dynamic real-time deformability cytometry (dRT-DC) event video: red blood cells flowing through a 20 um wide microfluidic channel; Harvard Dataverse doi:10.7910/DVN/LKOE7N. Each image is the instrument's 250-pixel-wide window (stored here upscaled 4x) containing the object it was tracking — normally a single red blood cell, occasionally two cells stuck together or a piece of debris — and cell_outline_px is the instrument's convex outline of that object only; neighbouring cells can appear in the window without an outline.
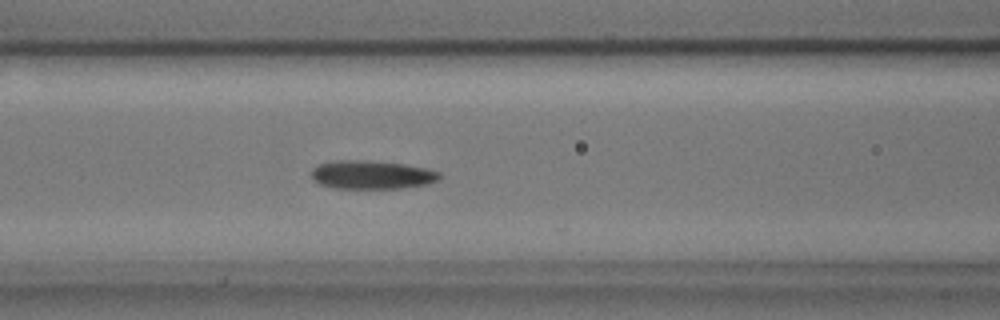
{"species": "common noctule bat (a hibernating species)", "species_latin": "Nyctalus noctula", "temperature_condition": "cold", "stored_images_in_passage": 46, "camera_frame_rate_fps": 3000, "um_per_image_px": 0.085, "animal": {"sex": "male", "body_mass_g": 17.9, "forearm_length_mm": 54.2}, "frame": {"image": 1, "passage_image": 13, "time_ms": 4.0, "image_size_px": [1000, 320], "cell_outline_px": [[440, 180], [428, 184], [400, 188], [336, 188], [320, 184], [312, 180], [312, 168], [320, 164], [336, 160], [364, 160], [404, 164], [428, 168], [440, 172]], "centroid_in_image_um": [31.62, 14.85], "position_along_channel_um": 135.0, "area_um2": 21.33}}
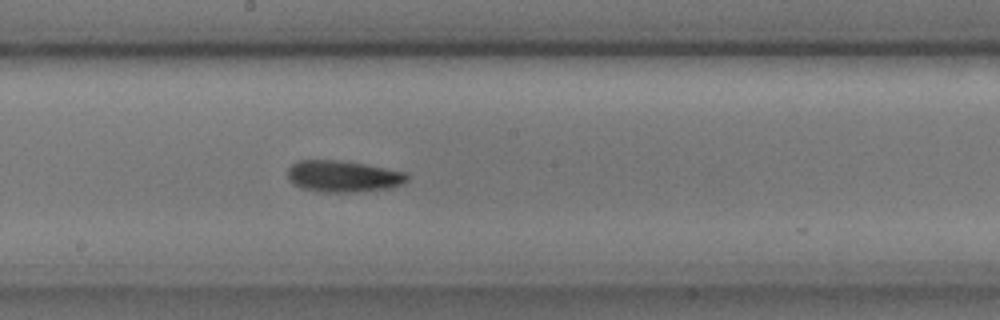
{"frame": {"image": 2, "passage_image": 20, "time_ms": 6.333, "image_size_px": [1000, 320], "cell_outline_px": [[408, 180], [404, 184], [392, 188], [356, 192], [320, 192], [300, 188], [292, 184], [288, 180], [288, 168], [296, 160], [340, 160], [364, 164], [408, 172]], "centroid_in_image_um": [29.17, 14.99], "position_along_channel_um": 219.0, "area_um2": 22.37}}
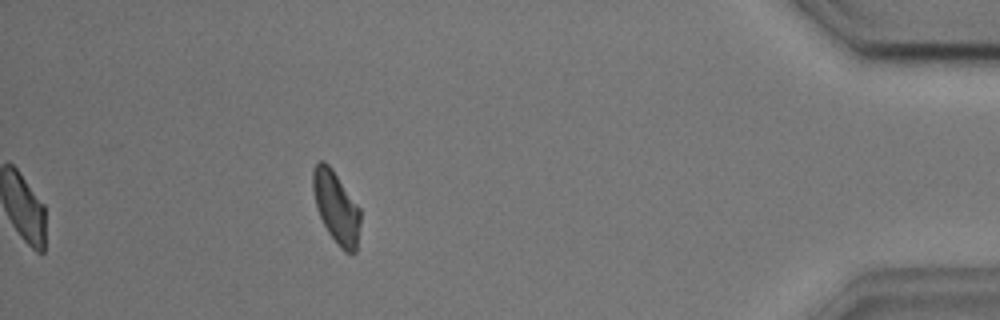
{"frame": {"image": 3, "passage_image": 40, "time_ms": 13.0, "image_size_px": [1000, 320], "cell_outline_px": [[360, 224], [356, 252], [344, 252], [340, 248], [328, 232], [316, 208], [312, 188], [312, 168], [320, 160], [324, 160], [332, 168], [360, 208]], "centroid_in_image_um": [28.56, 17.59], "position_along_channel_um": 406.6, "area_um2": 19.94}, "authors_computed_cell_mechanics": {"area_um2": 21.097, "velocity_mm_per_s": 3.6042, "shape_relaxation_time_tau1_ms": 4.9823, "shape_relaxation_time_tau2_ms": 4.3675, "deformation_change_tau1": 0.1103, "deformation_change_tau2": 0.1167}}